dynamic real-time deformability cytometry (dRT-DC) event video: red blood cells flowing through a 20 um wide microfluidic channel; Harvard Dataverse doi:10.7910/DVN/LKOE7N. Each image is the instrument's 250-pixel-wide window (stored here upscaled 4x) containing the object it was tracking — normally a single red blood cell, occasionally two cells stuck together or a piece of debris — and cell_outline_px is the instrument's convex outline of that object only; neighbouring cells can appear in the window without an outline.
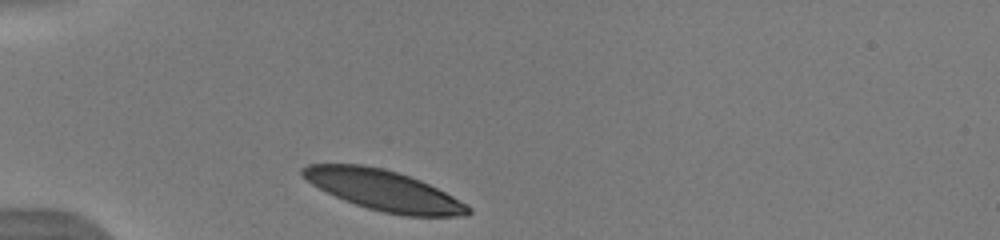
{"species": "human", "species_latin": "Homo sapiens", "temperature_condition": "warm", "stored_images_in_passage": 11, "camera_frame_rate_fps": 3000, "um_per_image_px": 0.085, "donor": {"sex": "male"}, "frame": {"image": 1, "passage_image": 1, "time_ms": 0.0, "image_size_px": [1000, 240], "cell_outline_px": [[472, 212], [464, 216], [404, 216], [384, 212], [368, 208], [344, 200], [312, 184], [300, 176], [300, 168], [308, 164], [360, 164], [384, 168], [420, 180], [452, 196], [472, 208]], "centroid_in_image_um": [32.59, 16.17], "position_along_channel_um": 52.4, "area_um2": 38.67}}
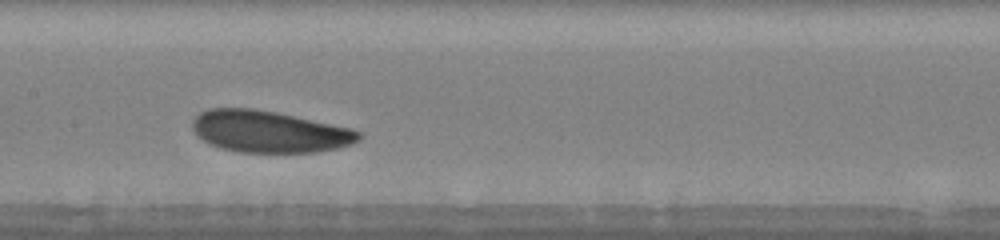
{"frame": {"image": 2, "passage_image": 10, "time_ms": 3.0, "image_size_px": [1000, 240], "cell_outline_px": [[364, 136], [360, 140], [352, 144], [336, 148], [316, 152], [240, 152], [220, 148], [208, 144], [196, 136], [192, 128], [192, 120], [200, 112], [208, 108], [252, 108], [276, 112], [352, 128], [360, 132]], "centroid_in_image_um": [22.86, 11.18], "position_along_channel_um": 184.5, "area_um2": 40.75}}